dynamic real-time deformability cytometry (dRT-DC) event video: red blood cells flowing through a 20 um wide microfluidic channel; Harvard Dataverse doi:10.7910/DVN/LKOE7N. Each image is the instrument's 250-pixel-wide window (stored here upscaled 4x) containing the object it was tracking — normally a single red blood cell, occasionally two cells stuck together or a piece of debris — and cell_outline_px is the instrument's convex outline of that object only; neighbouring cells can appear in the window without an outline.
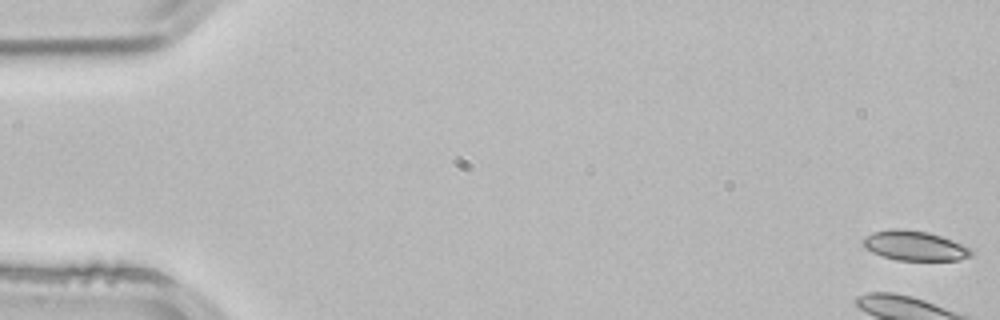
{"species": "common noctule bat (a hibernating species)", "species_latin": "Nyctalus noctula", "temperature_condition": "room temperature", "stored_images_in_passage": 4, "camera_frame_rate_fps": 3000, "um_per_image_px": 0.085, "animal": {"sex": "male", "body_mass_g": 21.5, "forearm_length_mm": 52.0}, "frame": {"image": 1, "passage_image": 1, "time_ms": 0.0, "image_size_px": [1000, 320], "cell_outline_px": [[976, 252], [972, 256], [956, 260], [896, 260], [872, 252], [864, 248], [860, 240], [864, 236], [872, 232], [888, 228], [900, 228], [928, 232], [952, 240]], "centroid_in_image_um": [77.68, 20.87], "position_along_channel_um": 7.3, "area_um2": 18.9}}